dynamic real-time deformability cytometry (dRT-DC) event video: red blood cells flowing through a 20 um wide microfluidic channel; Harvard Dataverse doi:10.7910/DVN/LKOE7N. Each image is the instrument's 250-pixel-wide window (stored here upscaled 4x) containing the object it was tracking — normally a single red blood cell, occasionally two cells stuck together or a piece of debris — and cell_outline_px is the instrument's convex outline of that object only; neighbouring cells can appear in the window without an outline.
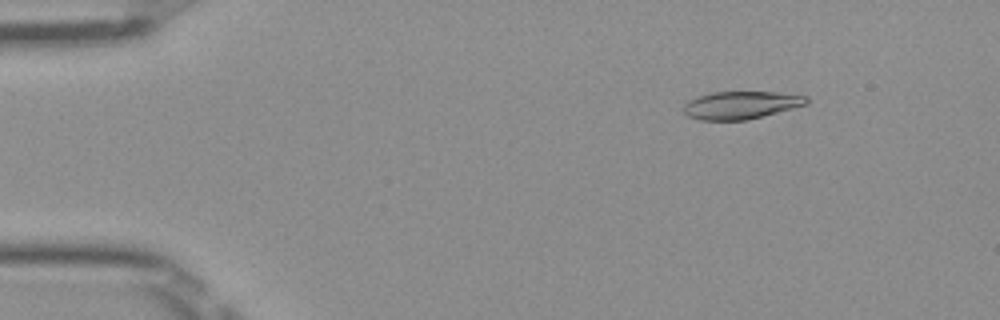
{"species": "Egyptian fruit bat (a non-hibernating species)", "species_latin": "Rousettus aegyptiacus", "temperature_condition": "room temperature", "stored_images_in_passage": 51, "camera_frame_rate_fps": 3000, "um_per_image_px": 0.085, "frame": {"image": 1, "passage_image": 7, "time_ms": 2.0, "image_size_px": [1000, 320], "cell_outline_px": [[808, 104], [764, 116], [748, 120], [700, 120], [688, 116], [684, 112], [684, 104], [688, 100], [696, 96], [712, 92], [776, 92], [808, 96]], "centroid_in_image_um": [62.98, 8.93], "position_along_channel_um": 22.0, "area_um2": 20.0}}
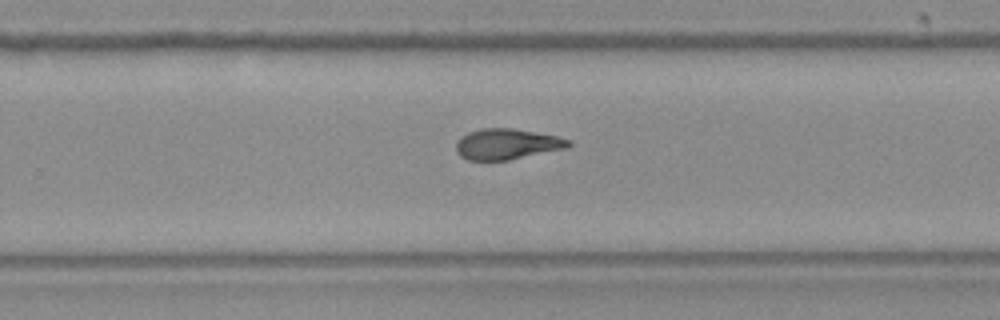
{"frame": {"image": 2, "passage_image": 33, "time_ms": 10.667, "image_size_px": [1000, 320], "cell_outline_px": [[572, 144], [568, 148], [508, 160], [468, 160], [460, 156], [456, 152], [456, 140], [460, 136], [468, 132], [480, 128], [512, 128], [556, 136], [572, 140]], "centroid_in_image_um": [43.07, 12.24], "position_along_channel_um": 286.7, "area_um2": 20.29}}
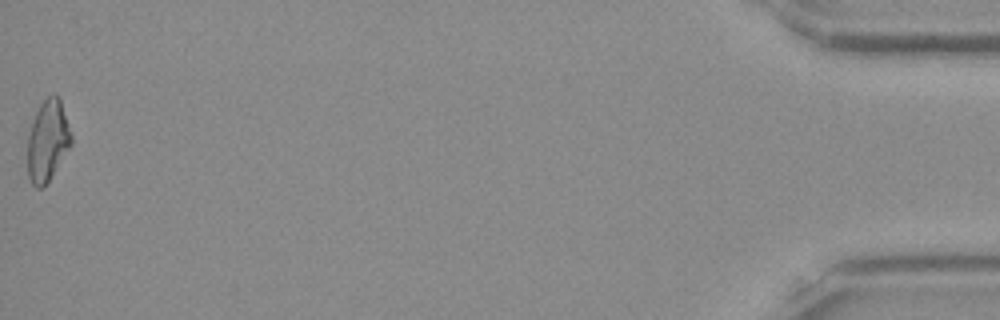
{"frame": {"image": 3, "passage_image": 51, "time_ms": 16.667, "image_size_px": [1000, 320], "cell_outline_px": [[72, 144], [44, 188], [36, 188], [32, 184], [28, 176], [28, 136], [36, 112], [40, 104], [52, 92], [56, 92], [60, 96], [72, 136]], "centroid_in_image_um": [4.07, 11.94], "position_along_channel_um": 431.1, "area_um2": 20.81}, "authors_computed_cell_mechanics": {"area_um2": 20.6346, "velocity_mm_per_s": 4.0195, "shape_relaxation_time_tau1_ms": null, "shape_relaxation_time_tau2_ms": 4.1734, "deformation_change_tau1": null, "deformation_change_tau2": 0.1146}}